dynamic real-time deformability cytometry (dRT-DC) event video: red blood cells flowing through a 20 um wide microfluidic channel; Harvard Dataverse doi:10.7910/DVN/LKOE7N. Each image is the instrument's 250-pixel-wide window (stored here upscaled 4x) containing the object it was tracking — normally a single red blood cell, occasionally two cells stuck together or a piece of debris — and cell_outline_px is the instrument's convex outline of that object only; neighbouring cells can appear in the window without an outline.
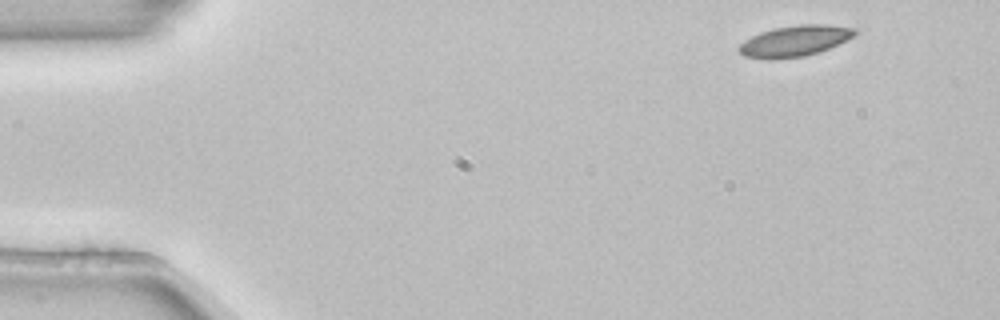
{"species": "common noctule bat (a hibernating species)", "species_latin": "Nyctalus noctula", "temperature_condition": "room temperature", "stored_images_in_passage": 5, "segment_of_instrument_passage": [2, 2], "camera_frame_rate_fps": 3000, "um_per_image_px": 0.085, "animal": {"sex": "female", "body_mass_g": 22.7, "forearm_length_mm": 54.2}, "frame": {"image": 1, "passage_image": 5, "time_ms": 1.333, "image_size_px": [1000, 320], "cell_outline_px": [[856, 32], [852, 36], [820, 52], [804, 56], [772, 60], [764, 60], [744, 56], [736, 48], [744, 40], [760, 32], [776, 28], [800, 24], [824, 24], [856, 28]], "centroid_in_image_um": [67.48, 3.5], "position_along_channel_um": 17.5, "area_um2": 20.81}}